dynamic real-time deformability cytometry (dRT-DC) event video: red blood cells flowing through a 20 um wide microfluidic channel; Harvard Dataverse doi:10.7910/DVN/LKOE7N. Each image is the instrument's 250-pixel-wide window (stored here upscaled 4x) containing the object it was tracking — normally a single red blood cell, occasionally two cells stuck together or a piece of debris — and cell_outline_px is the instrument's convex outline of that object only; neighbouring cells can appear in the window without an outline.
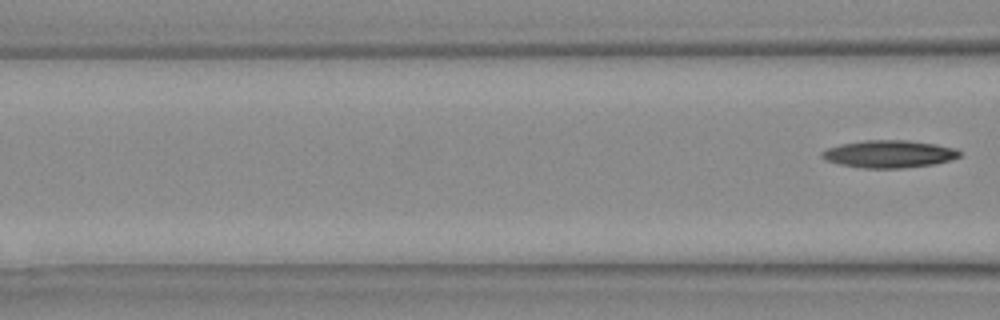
{"species": "Egyptian fruit bat (a non-hibernating species)", "species_latin": "Rousettus aegyptiacus", "temperature_condition": "warm", "stored_images_in_passage": 3, "camera_frame_rate_fps": 3000, "um_per_image_px": 0.085, "animal": {"sex": "female"}, "frame": {"image": 1, "passage_image": 3, "time_ms": 0.667, "image_size_px": [1000, 320], "cell_outline_px": [[960, 156], [948, 160], [932, 164], [900, 168], [864, 168], [840, 164], [828, 160], [820, 156], [820, 152], [828, 148], [840, 144], [864, 140], [908, 140], [936, 144], [956, 148], [960, 152]], "centroid_in_image_um": [75.55, 13.07], "position_along_channel_um": 91.0, "area_um2": 21.85}}